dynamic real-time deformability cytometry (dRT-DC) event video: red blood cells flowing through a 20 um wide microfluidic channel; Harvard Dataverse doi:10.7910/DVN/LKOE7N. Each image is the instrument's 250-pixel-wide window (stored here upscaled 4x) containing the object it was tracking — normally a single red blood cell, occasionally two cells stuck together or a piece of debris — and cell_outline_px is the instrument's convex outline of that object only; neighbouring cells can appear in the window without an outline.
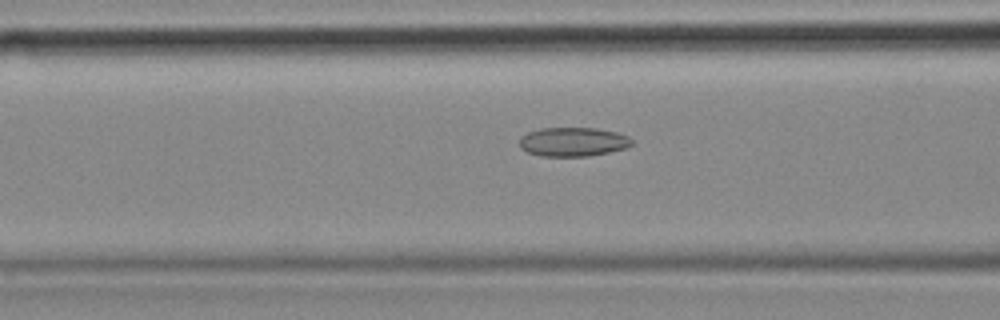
{"species": "common noctule bat (a hibernating species)", "species_latin": "Nyctalus noctula", "temperature_condition": "cold", "stored_images_in_passage": 55, "camera_frame_rate_fps": 3000, "um_per_image_px": 0.085, "animal": {"sex": "female", "body_mass_g": 18.4}, "frame": {"image": 1, "passage_image": 21, "time_ms": 6.667, "image_size_px": [1000, 320], "cell_outline_px": [[632, 144], [628, 148], [588, 156], [540, 156], [528, 152], [520, 148], [520, 136], [528, 132], [540, 128], [596, 128], [616, 132], [628, 136], [632, 140]], "centroid_in_image_um": [48.7, 12.05], "position_along_channel_um": 117.9, "area_um2": 19.07}}
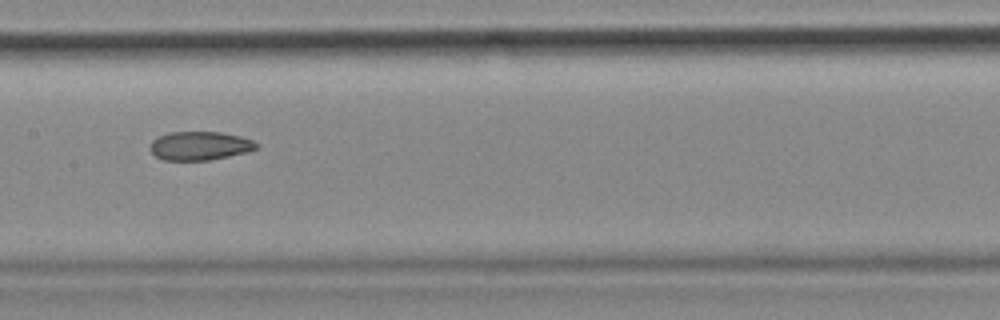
{"frame": {"image": 2, "passage_image": 27, "time_ms": 8.667, "image_size_px": [1000, 320], "cell_outline_px": [[260, 144], [256, 148], [248, 152], [208, 160], [164, 160], [156, 156], [148, 148], [152, 140], [168, 132], [224, 132], [240, 136], [252, 140]], "centroid_in_image_um": [16.98, 12.38], "position_along_channel_um": 190.4, "area_um2": 17.8}}
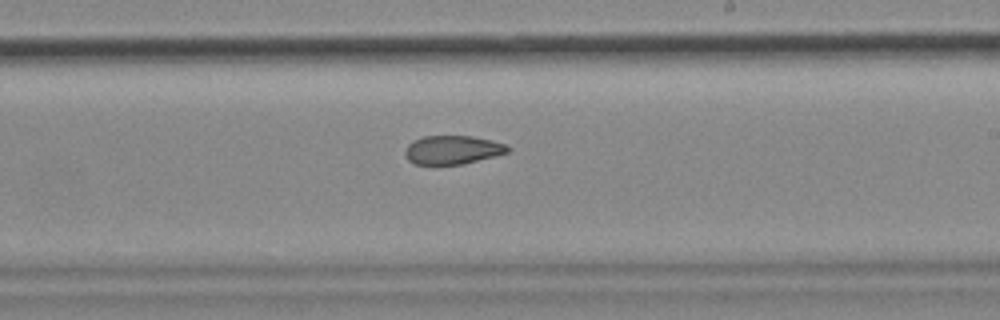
{"frame": {"image": 3, "passage_image": 32, "time_ms": 10.333, "image_size_px": [1000, 320], "cell_outline_px": [[512, 148], [508, 152], [464, 164], [412, 164], [408, 160], [404, 152], [404, 148], [412, 140], [424, 136], [472, 136], [492, 140], [504, 144]], "centroid_in_image_um": [38.43, 12.73], "position_along_channel_um": 250.6, "area_um2": 17.22}, "authors_computed_cell_mechanics": {"area_um2": 19.4786, "velocity_mm_per_s": 3.6337, "shape_relaxation_time_tau1_ms": null, "shape_relaxation_time_tau2_ms": 2.7982, "deformation_change_tau1": null, "deformation_change_tau2": 0.073}}